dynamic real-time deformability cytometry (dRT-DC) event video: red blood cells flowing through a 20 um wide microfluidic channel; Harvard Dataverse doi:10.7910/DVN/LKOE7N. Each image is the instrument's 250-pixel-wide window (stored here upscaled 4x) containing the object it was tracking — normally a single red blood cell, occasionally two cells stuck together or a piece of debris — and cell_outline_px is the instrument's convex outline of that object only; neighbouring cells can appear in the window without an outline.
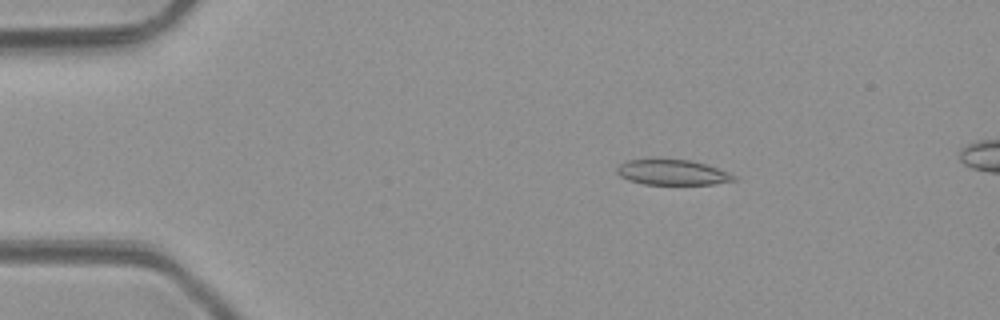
{"species": "common noctule bat (a hibernating species)", "species_latin": "Nyctalus noctula", "temperature_condition": "room temperature", "stored_images_in_passage": 5, "camera_frame_rate_fps": 3000, "um_per_image_px": 0.085, "animal": {"sex": "male", "body_mass_g": 23.1, "forearm_length_mm": 52.7}, "frame": {"image": 1, "passage_image": 2, "time_ms": 1.333, "image_size_px": [1000, 320], "cell_outline_px": [[736, 180], [712, 184], [644, 184], [628, 180], [620, 176], [616, 172], [616, 168], [620, 164], [628, 160], [652, 156], [688, 160], [704, 164], [728, 172], [736, 176]], "centroid_in_image_um": [57.06, 14.61], "position_along_channel_um": 27.9, "area_um2": 17.74}}
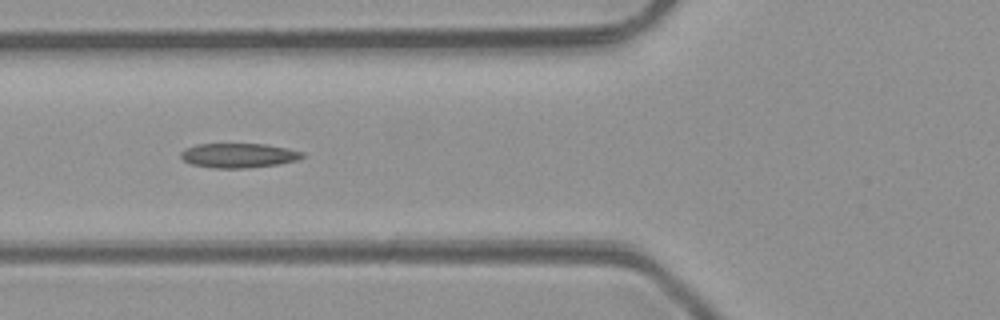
{"frame": {"image": 2, "passage_image": 5, "time_ms": 4.667, "image_size_px": [1000, 320], "cell_outline_px": [[304, 156], [296, 160], [276, 164], [248, 168], [216, 168], [192, 164], [184, 160], [180, 156], [180, 152], [196, 144], [264, 144], [288, 148], [304, 152]], "centroid_in_image_um": [20.29, 13.21], "position_along_channel_um": 105.5, "area_um2": 17.17}}